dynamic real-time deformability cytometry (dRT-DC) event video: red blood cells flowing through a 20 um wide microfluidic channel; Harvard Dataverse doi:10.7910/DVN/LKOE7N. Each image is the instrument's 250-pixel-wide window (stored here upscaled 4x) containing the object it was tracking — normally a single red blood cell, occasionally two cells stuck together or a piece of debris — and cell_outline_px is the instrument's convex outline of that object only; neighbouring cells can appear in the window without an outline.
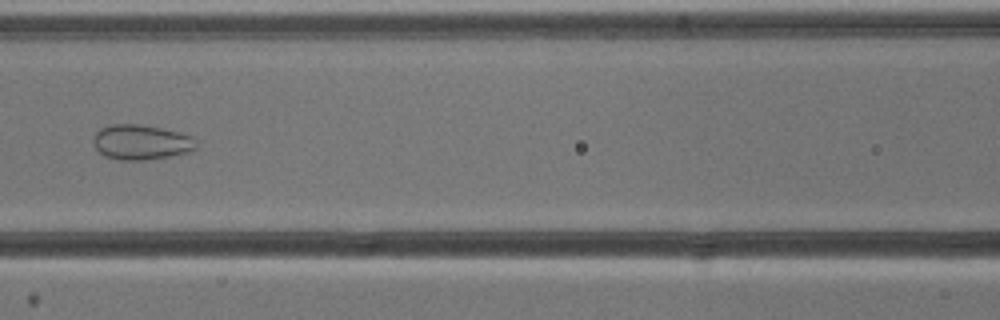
{"species": "common noctule bat (a hibernating species)", "species_latin": "Nyctalus noctula", "temperature_condition": "cold", "stored_images_in_passage": 7, "camera_frame_rate_fps": 3000, "um_per_image_px": 0.085, "animal": {"sex": "male", "body_mass_g": 13.3}, "frame": {"image": 1, "passage_image": 6, "time_ms": 5.667, "image_size_px": [1000, 320], "cell_outline_px": [[196, 148], [192, 152], [144, 160], [120, 160], [104, 156], [96, 148], [92, 140], [96, 132], [100, 128], [112, 124], [140, 124], [180, 132], [192, 136], [196, 140]], "centroid_in_image_um": [12.01, 12.08], "position_along_channel_um": 154.6, "area_um2": 21.1}}
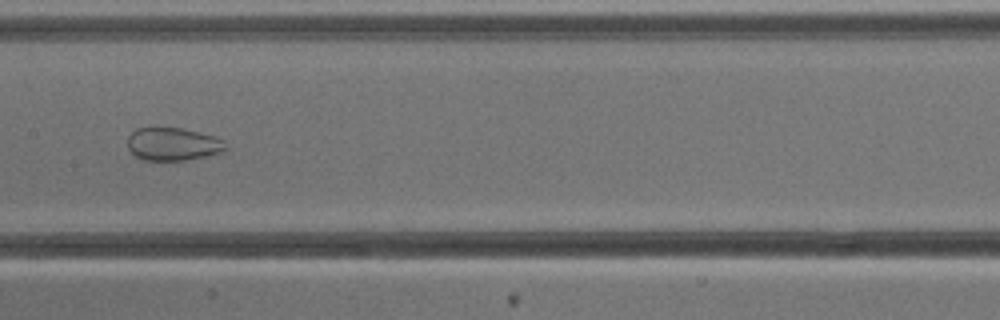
{"frame": {"image": 2, "passage_image": 7, "time_ms": 6.667, "image_size_px": [1000, 320], "cell_outline_px": [[228, 148], [220, 152], [204, 156], [184, 160], [144, 160], [136, 156], [128, 148], [128, 136], [136, 128], [152, 124], [180, 128], [200, 132], [224, 140]], "centroid_in_image_um": [14.64, 12.19], "position_along_channel_um": 192.8, "area_um2": 19.25}}